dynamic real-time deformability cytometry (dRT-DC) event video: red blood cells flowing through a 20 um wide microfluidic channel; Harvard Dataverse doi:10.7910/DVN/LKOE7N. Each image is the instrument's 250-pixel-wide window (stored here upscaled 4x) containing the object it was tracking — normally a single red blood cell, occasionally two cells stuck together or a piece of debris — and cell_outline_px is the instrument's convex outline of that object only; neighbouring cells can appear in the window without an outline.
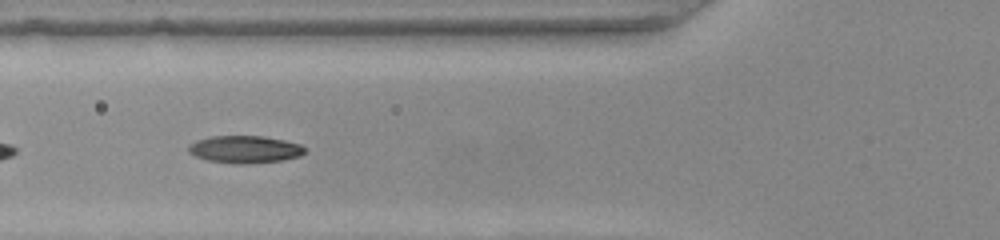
{"species": "common noctule bat (a hibernating species)", "species_latin": "Nyctalus noctula", "temperature_condition": "warm", "stored_images_in_passage": 34, "camera_frame_rate_fps": 3000, "um_per_image_px": 0.085, "animal": {"sex": "female", "body_mass_g": 22.0, "forearm_length_mm": 56.7}, "frame": {"image": 1, "passage_image": 5, "time_ms": 1.333, "image_size_px": [1000, 240], "cell_outline_px": [[304, 152], [300, 156], [284, 160], [244, 164], [236, 164], [208, 160], [196, 156], [188, 152], [188, 144], [196, 140], [212, 136], [264, 136], [284, 140], [300, 144], [304, 148]], "centroid_in_image_um": [20.79, 12.69], "position_along_channel_um": 105.0, "area_um2": 18.55}}
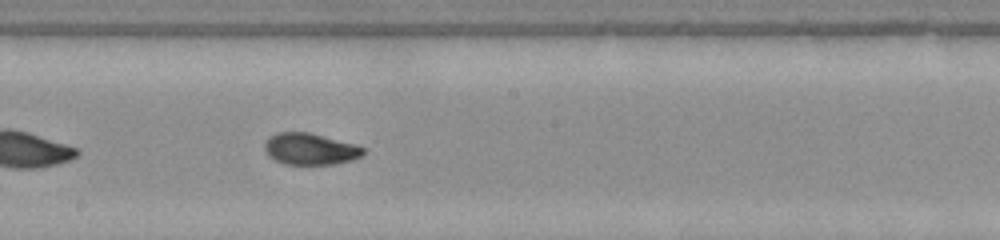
{"frame": {"image": 2, "passage_image": 14, "time_ms": 4.333, "image_size_px": [1000, 240], "cell_outline_px": [[364, 156], [352, 160], [332, 164], [284, 164], [268, 156], [264, 148], [264, 144], [268, 136], [276, 132], [308, 132], [356, 144], [364, 148]], "centroid_in_image_um": [26.35, 12.65], "position_along_channel_um": 221.8, "area_um2": 18.26}}
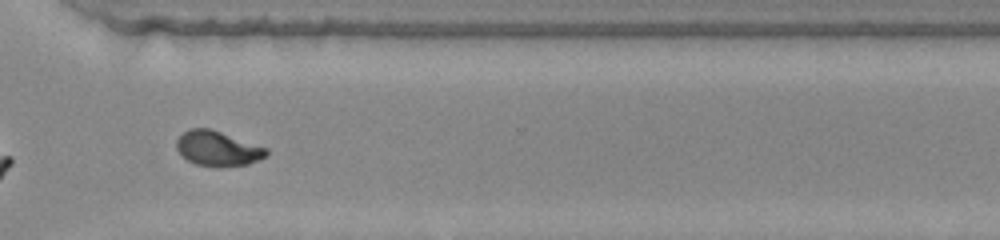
{"frame": {"image": 3, "passage_image": 24, "time_ms": 7.667, "image_size_px": [1000, 240], "cell_outline_px": [[268, 156], [248, 164], [220, 168], [196, 164], [188, 160], [176, 148], [176, 140], [188, 128], [208, 128], [268, 148]], "centroid_in_image_um": [18.52, 12.64], "position_along_channel_um": 352.1, "area_um2": 18.26}, "authors_computed_cell_mechanics": {"area_um2": 18.2648, "velocity_mm_per_s": 3.9042, "shape_relaxation_time_tau1_ms": 4.2089, "shape_relaxation_time_tau2_ms": 1.9646, "deformation_change_tau1": 0.2055, "deformation_change_tau2": 0.0473}}